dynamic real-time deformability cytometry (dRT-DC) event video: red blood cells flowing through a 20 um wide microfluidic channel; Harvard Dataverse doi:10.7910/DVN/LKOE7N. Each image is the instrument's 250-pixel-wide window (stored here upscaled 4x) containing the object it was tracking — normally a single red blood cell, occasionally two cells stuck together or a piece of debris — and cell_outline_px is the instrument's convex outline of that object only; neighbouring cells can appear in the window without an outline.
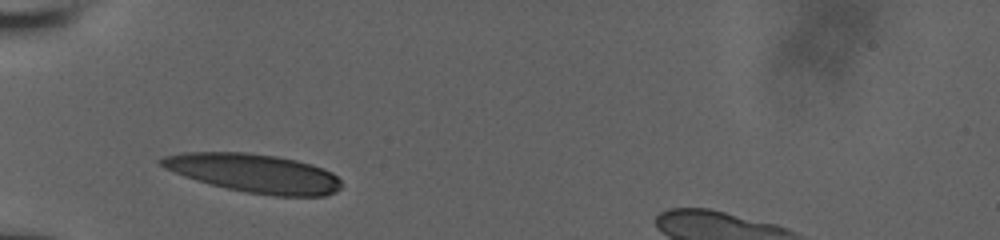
{"species": "human", "species_latin": "Homo sapiens", "temperature_condition": "room temperature", "stored_images_in_passage": 46, "camera_frame_rate_fps": 3000, "um_per_image_px": 0.085, "donor": {"sex": "male"}, "frame": {"image": 1, "passage_image": 1, "time_ms": 0.0, "image_size_px": [1000, 240], "cell_outline_px": [[344, 184], [336, 192], [324, 196], [276, 196], [244, 192], [196, 180], [184, 176], [164, 168], [160, 164], [160, 160], [164, 156], [184, 152], [248, 152], [276, 156], [296, 160], [312, 164], [324, 168], [332, 172]], "centroid_in_image_um": [21.64, 14.72], "position_along_channel_um": 63.4, "area_um2": 40.63}}
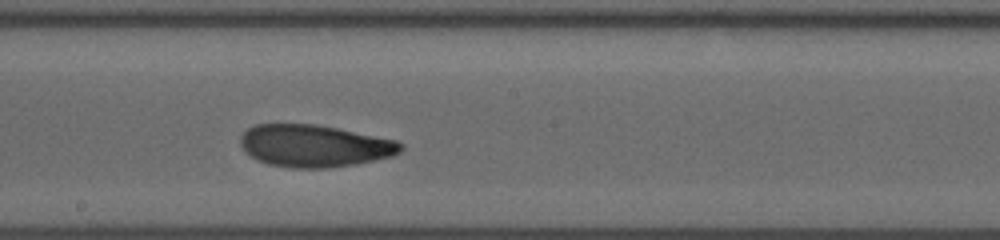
{"frame": {"image": 2, "passage_image": 23, "time_ms": 4.333, "image_size_px": [1000, 240], "cell_outline_px": [[404, 148], [400, 152], [392, 156], [356, 164], [328, 168], [292, 168], [268, 164], [256, 160], [240, 144], [240, 136], [248, 128], [256, 124], [316, 124], [396, 140], [404, 144]], "centroid_in_image_um": [26.73, 12.4], "position_along_channel_um": 221.5, "area_um2": 39.36}}
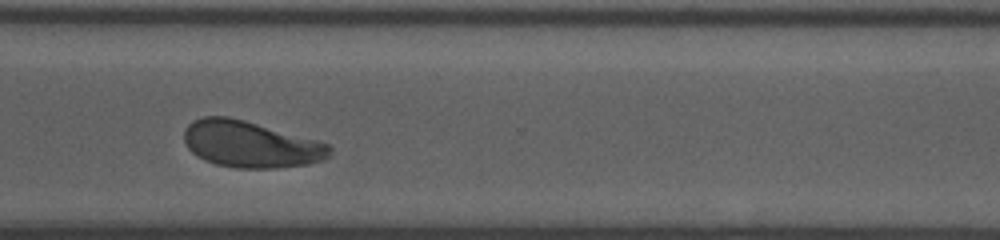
{"frame": {"image": 3, "passage_image": 45, "time_ms": 7.667, "image_size_px": [1000, 240], "cell_outline_px": [[332, 156], [324, 160], [308, 164], [276, 168], [236, 168], [216, 164], [204, 160], [196, 156], [188, 148], [184, 140], [184, 128], [192, 120], [204, 116], [228, 116], [244, 120], [316, 140], [328, 144], [332, 148]], "centroid_in_image_um": [21.28, 12.27], "position_along_channel_um": 349.3, "area_um2": 39.59}}